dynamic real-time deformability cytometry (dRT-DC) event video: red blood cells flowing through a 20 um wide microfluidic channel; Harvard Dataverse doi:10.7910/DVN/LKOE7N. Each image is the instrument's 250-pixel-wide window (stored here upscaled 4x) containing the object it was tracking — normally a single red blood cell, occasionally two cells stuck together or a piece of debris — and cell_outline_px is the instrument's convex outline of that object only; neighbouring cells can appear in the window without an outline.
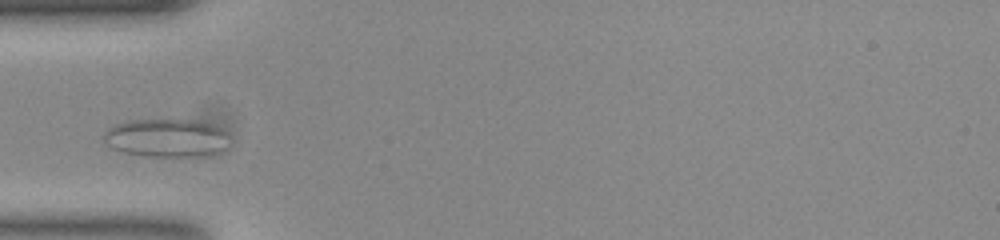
{"species": "common noctule bat (a hibernating species)", "species_latin": "Nyctalus noctula", "temperature_condition": "room temperature", "stored_images_in_passage": 41, "camera_frame_rate_fps": 3000, "um_per_image_px": 0.085, "animal": {"sex": "female", "body_mass_g": 23.0, "forearm_length_mm": 53.4}, "frame": {"image": 1, "passage_image": 1, "time_ms": 0.0, "image_size_px": [1000, 240], "cell_outline_px": [[228, 136], [224, 148], [220, 152], [208, 156], [180, 160], [144, 156], [124, 152], [112, 148], [104, 140], [104, 136], [112, 128], [120, 124], [132, 120], [196, 120], [216, 124]], "centroid_in_image_um": [14.25, 11.79], "position_along_channel_um": 70.8, "area_um2": 28.55}}
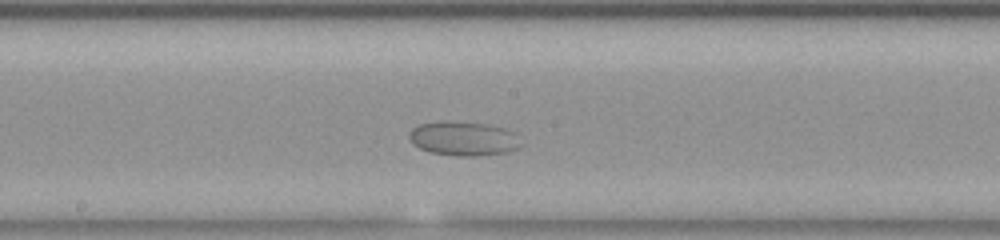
{"frame": {"image": 2, "passage_image": 13, "time_ms": 4.0, "image_size_px": [1000, 240], "cell_outline_px": [[516, 148], [508, 152], [476, 156], [456, 156], [428, 152], [412, 144], [408, 136], [412, 128], [420, 124], [484, 124], [500, 128], [504, 132]], "centroid_in_image_um": [39.17, 11.85], "position_along_channel_um": 209.0, "area_um2": 20.23}}
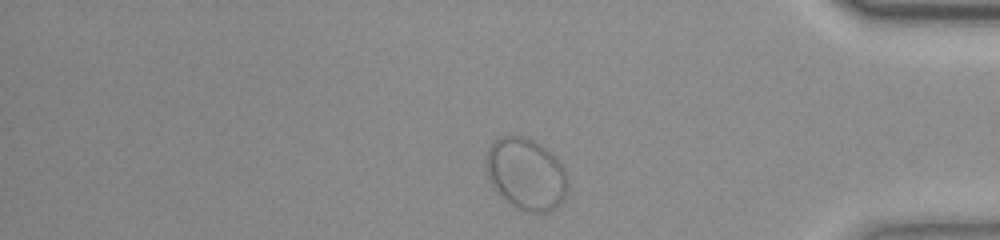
{"frame": {"image": 3, "passage_image": 31, "time_ms": 10.0, "image_size_px": [1000, 240], "cell_outline_px": [[568, 184], [564, 196], [548, 212], [528, 212], [516, 208], [496, 188], [488, 172], [488, 152], [492, 144], [496, 140], [504, 136], [520, 136], [532, 140], [540, 144], [560, 164], [564, 172]], "centroid_in_image_um": [44.74, 14.79], "position_along_channel_um": 390.5, "area_um2": 32.43}}